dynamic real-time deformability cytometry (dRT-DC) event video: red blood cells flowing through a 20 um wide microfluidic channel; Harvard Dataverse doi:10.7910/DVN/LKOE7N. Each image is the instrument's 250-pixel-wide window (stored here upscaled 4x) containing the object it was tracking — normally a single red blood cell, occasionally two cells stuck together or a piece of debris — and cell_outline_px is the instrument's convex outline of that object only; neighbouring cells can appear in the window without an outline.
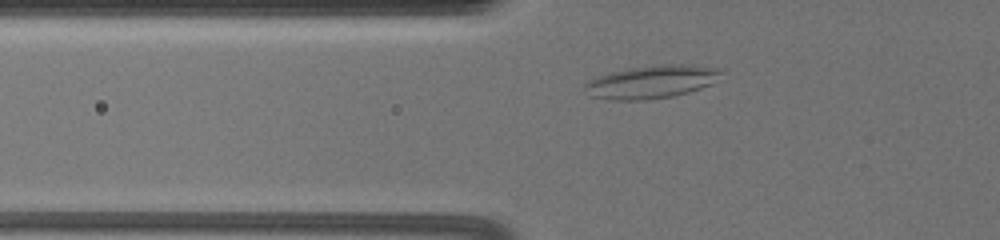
{"species": "common noctule bat (a hibernating species)", "species_latin": "Nyctalus noctula", "temperature_condition": "warm", "stored_images_in_passage": 48, "camera_frame_rate_fps": 3000, "um_per_image_px": 0.085, "animal": {"sex": "female", "body_mass_g": 19.5, "forearm_length_mm": 54.1}, "frame": {"image": 1, "passage_image": 12, "time_ms": 3.667, "image_size_px": [1000, 240], "cell_outline_px": [[724, 72], [712, 84], [688, 92], [672, 96], [636, 100], [616, 100], [592, 96], [580, 88], [588, 80], [596, 76], [628, 68], [660, 64], [684, 64], [724, 68]], "centroid_in_image_um": [55.39, 6.93], "position_along_channel_um": 70.4, "area_um2": 26.36}}
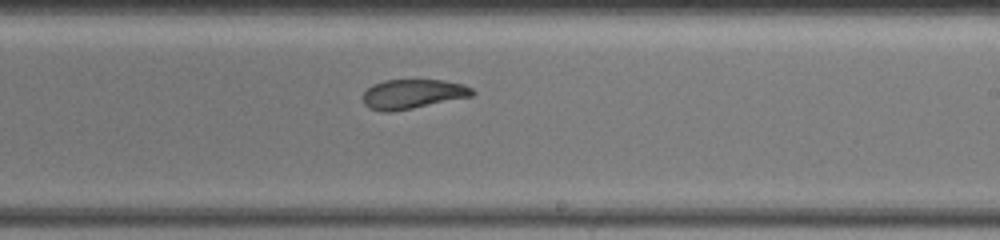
{"frame": {"image": 2, "passage_image": 29, "time_ms": 9.333, "image_size_px": [1000, 240], "cell_outline_px": [[476, 92], [472, 96], [412, 108], [388, 112], [384, 112], [368, 108], [364, 104], [364, 92], [372, 84], [384, 80], [444, 80], [464, 84], [472, 88]], "centroid_in_image_um": [35.09, 7.98], "position_along_channel_um": 253.9, "area_um2": 18.73}}
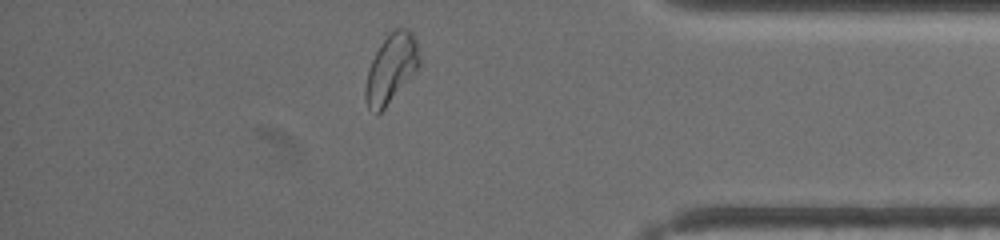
{"frame": {"image": 3, "passage_image": 44, "time_ms": 14.333, "image_size_px": [1000, 240], "cell_outline_px": [[420, 64], [384, 108], [376, 116], [368, 108], [364, 96], [364, 88], [368, 72], [372, 60], [380, 44], [388, 32], [396, 28], [408, 28], [412, 32], [416, 40], [420, 60]], "centroid_in_image_um": [33.22, 5.79], "position_along_channel_um": 402.0, "area_um2": 21.33}, "authors_computed_cell_mechanics": {"area_um2": 20.4901, "velocity_mm_per_s": 3.3403, "shape_relaxation_time_tau1_ms": null, "shape_relaxation_time_tau2_ms": 3.1293, "deformation_change_tau1": null, "deformation_change_tau2": 0.0934}}